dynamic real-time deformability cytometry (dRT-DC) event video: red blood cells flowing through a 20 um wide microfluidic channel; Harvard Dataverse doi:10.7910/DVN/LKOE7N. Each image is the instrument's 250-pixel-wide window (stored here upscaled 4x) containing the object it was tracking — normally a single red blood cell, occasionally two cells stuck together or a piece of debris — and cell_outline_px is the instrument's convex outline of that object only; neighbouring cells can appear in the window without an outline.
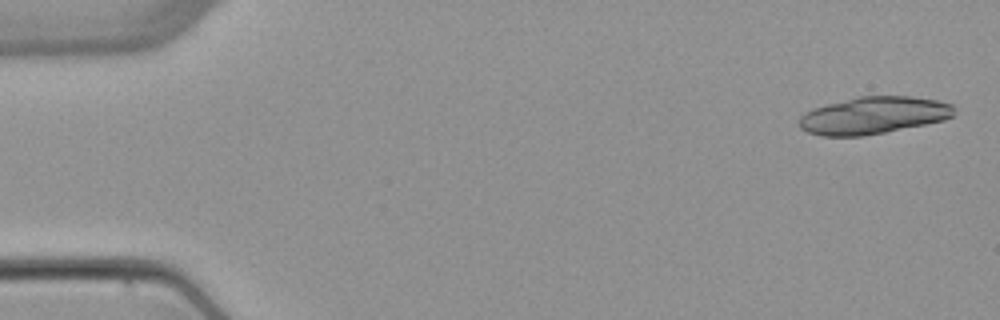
{"species": "common noctule bat (a hibernating species)", "species_latin": "Nyctalus noctula", "temperature_condition": "warm", "stored_images_in_passage": 4, "camera_frame_rate_fps": 3000, "um_per_image_px": 0.085, "animal": {"sex": "female", "body_mass_g": 22.7, "forearm_length_mm": 54.2}, "frame": {"image": 1, "passage_image": 1, "time_ms": 0.0, "image_size_px": [1000, 320], "cell_outline_px": [[956, 108], [952, 116], [944, 120], [864, 136], [820, 136], [808, 132], [800, 128], [800, 116], [804, 112], [812, 108], [860, 96], [912, 96], [936, 100], [952, 104]], "centroid_in_image_um": [74.23, 9.8], "position_along_channel_um": 10.8, "area_um2": 33.47}}